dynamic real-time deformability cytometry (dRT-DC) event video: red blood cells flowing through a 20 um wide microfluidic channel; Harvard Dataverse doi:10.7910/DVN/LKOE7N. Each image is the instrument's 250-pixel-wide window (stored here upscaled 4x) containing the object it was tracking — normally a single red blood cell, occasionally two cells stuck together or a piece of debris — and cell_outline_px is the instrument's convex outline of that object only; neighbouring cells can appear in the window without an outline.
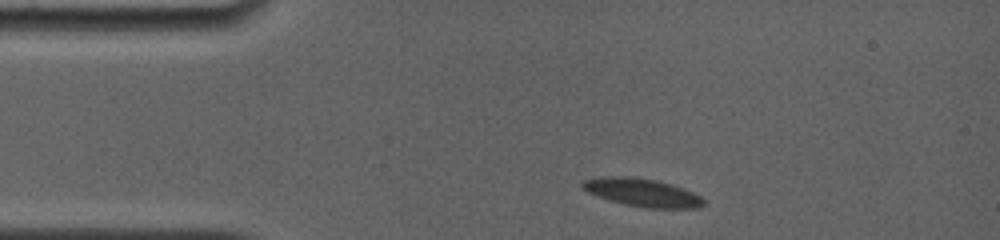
{"species": "common noctule bat (a hibernating species)", "species_latin": "Nyctalus noctula", "temperature_condition": "room temperature", "stored_images_in_passage": 21, "camera_frame_rate_fps": 4000, "um_per_image_px": 0.085, "animal": {"sex": "female", "body_mass_g": 19.0, "forearm_length_mm": 56.7}, "frame": {"image": 1, "passage_image": 1, "time_ms": 0.0, "image_size_px": [1000, 240], "cell_outline_px": [[704, 204], [700, 208], [644, 208], [624, 204], [588, 192], [580, 188], [580, 184], [584, 180], [604, 176], [632, 176], [656, 180], [672, 184], [684, 188], [700, 196], [704, 200]], "centroid_in_image_um": [54.6, 16.36], "position_along_channel_um": 30.4, "area_um2": 19.83}}
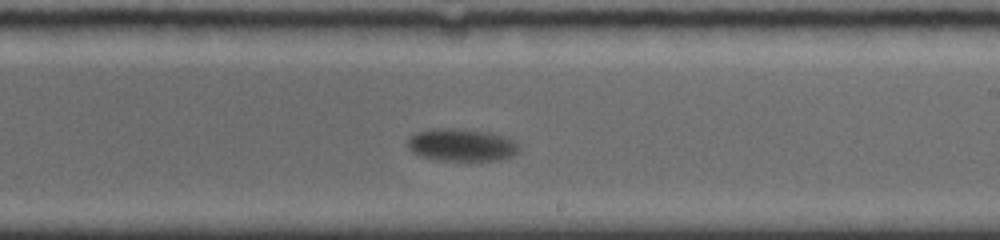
{"frame": {"image": 2, "passage_image": 12, "time_ms": 7.5, "image_size_px": [1000, 240], "cell_outline_px": [[520, 148], [512, 156], [500, 160], [436, 160], [420, 156], [412, 152], [408, 148], [408, 140], [416, 132], [432, 128], [456, 128], [488, 132], [504, 136], [520, 144]], "centroid_in_image_um": [39.23, 12.32], "position_along_channel_um": 249.8, "area_um2": 21.15}}
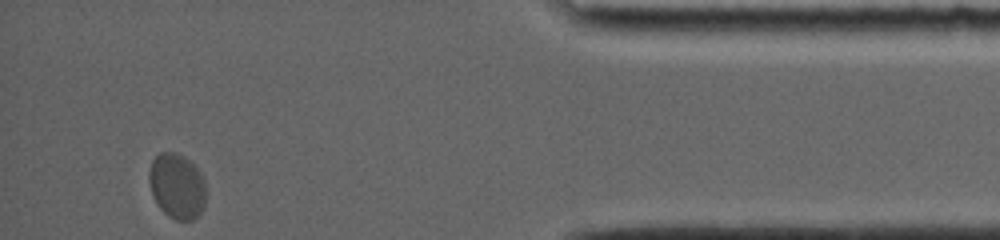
{"frame": {"image": 3, "passage_image": 21, "time_ms": 13.5, "image_size_px": [1000, 240], "cell_outline_px": [[204, 204], [200, 212], [192, 220], [176, 220], [168, 216], [156, 204], [152, 196], [148, 180], [148, 172], [152, 160], [160, 152], [176, 152], [184, 156], [200, 172], [204, 180]], "centroid_in_image_um": [15.0, 15.81], "position_along_channel_um": 420.2, "area_um2": 21.62}, "authors_computed_cell_mechanics": {"area_um2": 21.1548, "velocity_mm_per_s": 3.4823, "shape_relaxation_time_tau1_ms": 2.6558, "shape_relaxation_time_tau2_ms": null, "deformation_change_tau1": 0.0763, "deformation_change_tau2": null}}